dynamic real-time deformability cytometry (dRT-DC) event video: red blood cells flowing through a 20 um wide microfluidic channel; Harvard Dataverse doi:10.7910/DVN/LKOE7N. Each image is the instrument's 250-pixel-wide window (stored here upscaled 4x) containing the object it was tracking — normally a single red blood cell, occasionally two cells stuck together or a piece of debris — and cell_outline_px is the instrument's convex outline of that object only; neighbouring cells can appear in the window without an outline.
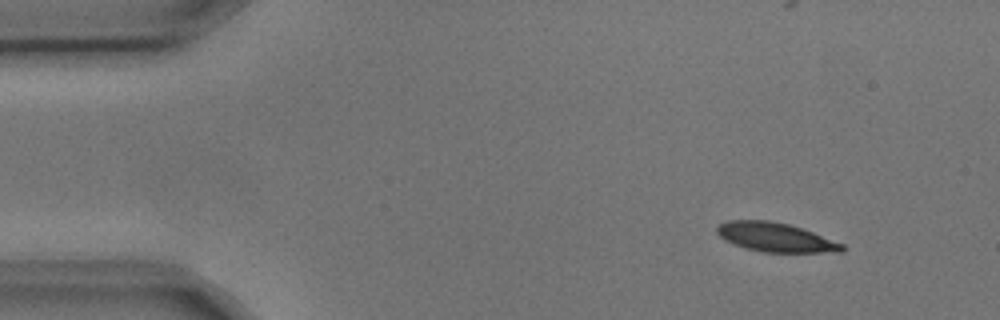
{"species": "common noctule bat (a hibernating species)", "species_latin": "Nyctalus noctula", "temperature_condition": "cold", "stored_images_in_passage": 3, "camera_frame_rate_fps": 3000, "um_per_image_px": 0.085, "animal": {"sex": "male", "body_mass_g": 17.9, "forearm_length_mm": 54.2}, "frame": {"image": 1, "passage_image": 1, "time_ms": 0.0, "image_size_px": [1000, 320], "cell_outline_px": [[848, 248], [844, 252], [764, 252], [744, 248], [732, 244], [724, 240], [716, 232], [716, 228], [720, 224], [728, 220], [768, 220], [788, 224], [812, 232], [844, 244]], "centroid_in_image_um": [65.91, 20.18], "position_along_channel_um": 19.1, "area_um2": 21.27}}